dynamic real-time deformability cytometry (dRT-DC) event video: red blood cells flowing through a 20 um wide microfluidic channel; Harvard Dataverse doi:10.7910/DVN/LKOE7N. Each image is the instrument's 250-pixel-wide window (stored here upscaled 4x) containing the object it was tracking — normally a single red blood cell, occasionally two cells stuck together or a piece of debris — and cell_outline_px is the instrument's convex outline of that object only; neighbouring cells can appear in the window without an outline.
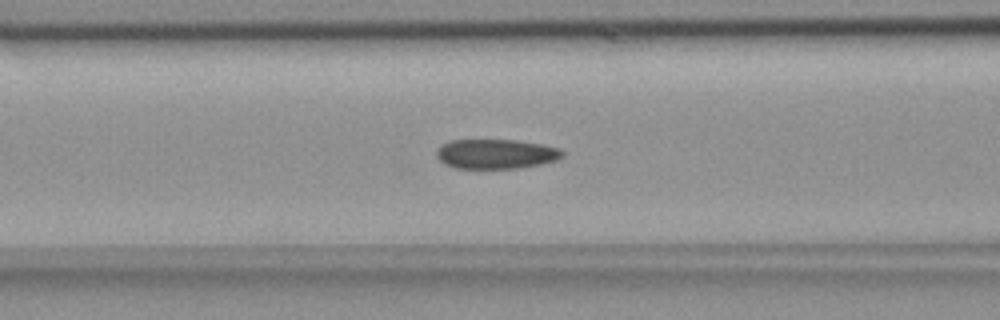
{"species": "common noctule bat (a hibernating species)", "species_latin": "Nyctalus noctula", "temperature_condition": "room temperature", "stored_images_in_passage": 41, "camera_frame_rate_fps": 3000, "um_per_image_px": 0.085, "animal": {"sex": "female", "body_mass_g": 18.4}, "frame": {"image": 1, "passage_image": 8, "time_ms": 2.333, "image_size_px": [1000, 320], "cell_outline_px": [[564, 156], [556, 160], [540, 164], [520, 168], [456, 168], [444, 164], [436, 156], [436, 152], [448, 140], [516, 140], [544, 144], [560, 148], [564, 152]], "centroid_in_image_um": [42.19, 13.08], "position_along_channel_um": 124.4, "area_um2": 21.79}}
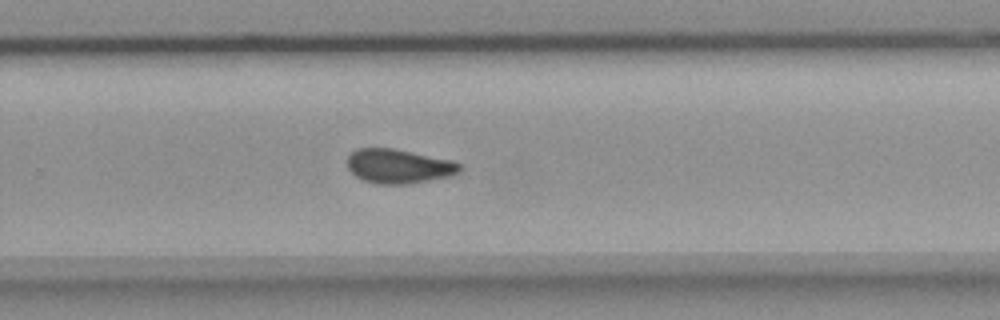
{"frame": {"image": 2, "passage_image": 22, "time_ms": 7.0, "image_size_px": [1000, 320], "cell_outline_px": [[464, 168], [460, 172], [452, 176], [408, 184], [376, 184], [364, 180], [356, 176], [348, 168], [348, 156], [356, 148], [392, 148], [452, 160], [460, 164]], "centroid_in_image_um": [33.92, 14.13], "position_along_channel_um": 295.9, "area_um2": 22.54}}
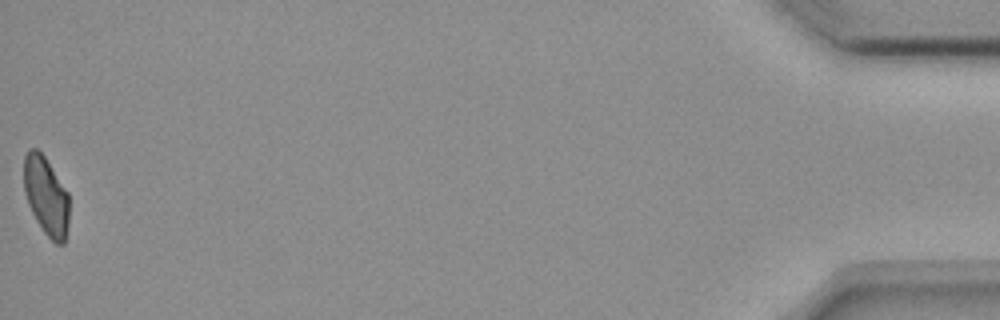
{"frame": {"image": 3, "passage_image": 41, "time_ms": 13.333, "image_size_px": [1000, 320], "cell_outline_px": [[68, 224], [64, 244], [56, 244], [44, 232], [36, 220], [28, 204], [24, 192], [24, 156], [28, 148], [36, 148], [44, 156], [68, 192]], "centroid_in_image_um": [3.91, 16.65], "position_along_channel_um": 431.3, "area_um2": 20.63}, "authors_computed_cell_mechanics": {"area_um2": 22.3686, "velocity_mm_per_s": 3.6919, "shape_relaxation_time_tau1_ms": 10.2704, "shape_relaxation_time_tau2_ms": 2.0713, "deformation_change_tau1": 0.1644, "deformation_change_tau2": 0.0702}}